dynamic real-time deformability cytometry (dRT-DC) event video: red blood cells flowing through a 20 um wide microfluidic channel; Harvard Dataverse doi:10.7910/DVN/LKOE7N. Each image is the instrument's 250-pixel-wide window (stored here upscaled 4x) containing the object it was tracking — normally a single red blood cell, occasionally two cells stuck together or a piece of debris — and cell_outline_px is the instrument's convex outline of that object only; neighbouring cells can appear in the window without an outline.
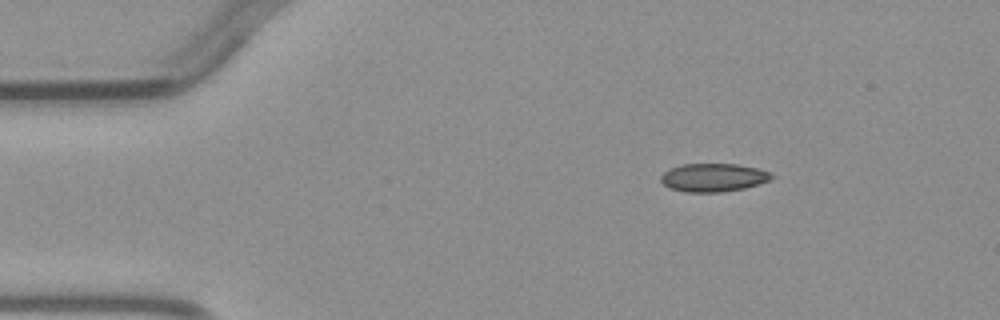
{"species": "common noctule bat (a hibernating species)", "species_latin": "Nyctalus noctula", "temperature_condition": "warm", "stored_images_in_passage": 3, "camera_frame_rate_fps": 3000, "um_per_image_px": 0.085, "animal": {"sex": "male", "body_mass_g": 23.1, "forearm_length_mm": 52.7}, "frame": {"image": 1, "passage_image": 1, "time_ms": 0.0, "image_size_px": [1000, 320], "cell_outline_px": [[776, 176], [768, 180], [744, 188], [720, 192], [684, 192], [672, 188], [664, 184], [660, 180], [660, 176], [664, 172], [680, 164], [740, 164], [756, 168], [768, 172]], "centroid_in_image_um": [60.62, 15.08], "position_along_channel_um": 24.4, "area_um2": 18.03}}